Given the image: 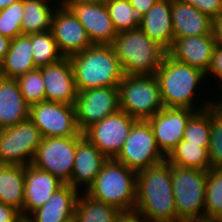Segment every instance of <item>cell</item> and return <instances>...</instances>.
Masks as SVG:
<instances>
[{
    "instance_id": "8d00e7d4",
    "label": "cell",
    "mask_w": 222,
    "mask_h": 222,
    "mask_svg": "<svg viewBox=\"0 0 222 222\" xmlns=\"http://www.w3.org/2000/svg\"><path fill=\"white\" fill-rule=\"evenodd\" d=\"M212 19L222 13L221 0H182Z\"/></svg>"
},
{
    "instance_id": "d6986e66",
    "label": "cell",
    "mask_w": 222,
    "mask_h": 222,
    "mask_svg": "<svg viewBox=\"0 0 222 222\" xmlns=\"http://www.w3.org/2000/svg\"><path fill=\"white\" fill-rule=\"evenodd\" d=\"M216 45L213 35L176 38L167 54L181 63L206 73Z\"/></svg>"
},
{
    "instance_id": "7c38bea8",
    "label": "cell",
    "mask_w": 222,
    "mask_h": 222,
    "mask_svg": "<svg viewBox=\"0 0 222 222\" xmlns=\"http://www.w3.org/2000/svg\"><path fill=\"white\" fill-rule=\"evenodd\" d=\"M75 109L77 126L83 133L91 125L120 110L118 86L79 91Z\"/></svg>"
},
{
    "instance_id": "4dcf8cb0",
    "label": "cell",
    "mask_w": 222,
    "mask_h": 222,
    "mask_svg": "<svg viewBox=\"0 0 222 222\" xmlns=\"http://www.w3.org/2000/svg\"><path fill=\"white\" fill-rule=\"evenodd\" d=\"M211 136V106L195 112L187 121L183 140L189 144L209 147Z\"/></svg>"
},
{
    "instance_id": "ab89813d",
    "label": "cell",
    "mask_w": 222,
    "mask_h": 222,
    "mask_svg": "<svg viewBox=\"0 0 222 222\" xmlns=\"http://www.w3.org/2000/svg\"><path fill=\"white\" fill-rule=\"evenodd\" d=\"M114 222H147L142 214L135 208L131 210H120Z\"/></svg>"
},
{
    "instance_id": "f35d334b",
    "label": "cell",
    "mask_w": 222,
    "mask_h": 222,
    "mask_svg": "<svg viewBox=\"0 0 222 222\" xmlns=\"http://www.w3.org/2000/svg\"><path fill=\"white\" fill-rule=\"evenodd\" d=\"M21 212L4 203H0V222H22Z\"/></svg>"
},
{
    "instance_id": "2e32d148",
    "label": "cell",
    "mask_w": 222,
    "mask_h": 222,
    "mask_svg": "<svg viewBox=\"0 0 222 222\" xmlns=\"http://www.w3.org/2000/svg\"><path fill=\"white\" fill-rule=\"evenodd\" d=\"M69 9L85 28L92 44H112L118 33L113 26L105 1L73 4Z\"/></svg>"
},
{
    "instance_id": "f546056e",
    "label": "cell",
    "mask_w": 222,
    "mask_h": 222,
    "mask_svg": "<svg viewBox=\"0 0 222 222\" xmlns=\"http://www.w3.org/2000/svg\"><path fill=\"white\" fill-rule=\"evenodd\" d=\"M31 39L34 64L37 68L58 62L64 56L59 51L52 31L28 35Z\"/></svg>"
},
{
    "instance_id": "d590c367",
    "label": "cell",
    "mask_w": 222,
    "mask_h": 222,
    "mask_svg": "<svg viewBox=\"0 0 222 222\" xmlns=\"http://www.w3.org/2000/svg\"><path fill=\"white\" fill-rule=\"evenodd\" d=\"M23 15V0H18L10 7L2 9L0 11V35L11 40L21 35Z\"/></svg>"
},
{
    "instance_id": "603a6c76",
    "label": "cell",
    "mask_w": 222,
    "mask_h": 222,
    "mask_svg": "<svg viewBox=\"0 0 222 222\" xmlns=\"http://www.w3.org/2000/svg\"><path fill=\"white\" fill-rule=\"evenodd\" d=\"M79 192L69 184H63L40 208L34 210L25 220L27 222H63L75 214Z\"/></svg>"
},
{
    "instance_id": "f1b7e54d",
    "label": "cell",
    "mask_w": 222,
    "mask_h": 222,
    "mask_svg": "<svg viewBox=\"0 0 222 222\" xmlns=\"http://www.w3.org/2000/svg\"><path fill=\"white\" fill-rule=\"evenodd\" d=\"M80 194L75 207L78 222H114L119 209L91 198L84 191Z\"/></svg>"
},
{
    "instance_id": "5b68a950",
    "label": "cell",
    "mask_w": 222,
    "mask_h": 222,
    "mask_svg": "<svg viewBox=\"0 0 222 222\" xmlns=\"http://www.w3.org/2000/svg\"><path fill=\"white\" fill-rule=\"evenodd\" d=\"M136 184L137 172L108 159L85 193L119 210H131L136 206Z\"/></svg>"
},
{
    "instance_id": "ffe728a7",
    "label": "cell",
    "mask_w": 222,
    "mask_h": 222,
    "mask_svg": "<svg viewBox=\"0 0 222 222\" xmlns=\"http://www.w3.org/2000/svg\"><path fill=\"white\" fill-rule=\"evenodd\" d=\"M107 160L108 158L83 136L77 143L71 181L68 184L77 190L80 189L79 186H84L85 192Z\"/></svg>"
},
{
    "instance_id": "4316f807",
    "label": "cell",
    "mask_w": 222,
    "mask_h": 222,
    "mask_svg": "<svg viewBox=\"0 0 222 222\" xmlns=\"http://www.w3.org/2000/svg\"><path fill=\"white\" fill-rule=\"evenodd\" d=\"M46 0H23L24 15L21 24V34L29 35L51 30L52 17L58 4ZM53 6V8H51Z\"/></svg>"
},
{
    "instance_id": "8992f818",
    "label": "cell",
    "mask_w": 222,
    "mask_h": 222,
    "mask_svg": "<svg viewBox=\"0 0 222 222\" xmlns=\"http://www.w3.org/2000/svg\"><path fill=\"white\" fill-rule=\"evenodd\" d=\"M118 90L120 110L137 120H147L164 108L155 75H124Z\"/></svg>"
},
{
    "instance_id": "44dd1931",
    "label": "cell",
    "mask_w": 222,
    "mask_h": 222,
    "mask_svg": "<svg viewBox=\"0 0 222 222\" xmlns=\"http://www.w3.org/2000/svg\"><path fill=\"white\" fill-rule=\"evenodd\" d=\"M173 36L213 35V19L182 0H171Z\"/></svg>"
},
{
    "instance_id": "e575fe53",
    "label": "cell",
    "mask_w": 222,
    "mask_h": 222,
    "mask_svg": "<svg viewBox=\"0 0 222 222\" xmlns=\"http://www.w3.org/2000/svg\"><path fill=\"white\" fill-rule=\"evenodd\" d=\"M16 80L29 106L45 101V84L39 68L19 76Z\"/></svg>"
},
{
    "instance_id": "8fae6325",
    "label": "cell",
    "mask_w": 222,
    "mask_h": 222,
    "mask_svg": "<svg viewBox=\"0 0 222 222\" xmlns=\"http://www.w3.org/2000/svg\"><path fill=\"white\" fill-rule=\"evenodd\" d=\"M29 119L43 138L84 136L77 126L75 105L43 101L30 106Z\"/></svg>"
},
{
    "instance_id": "6da1fadb",
    "label": "cell",
    "mask_w": 222,
    "mask_h": 222,
    "mask_svg": "<svg viewBox=\"0 0 222 222\" xmlns=\"http://www.w3.org/2000/svg\"><path fill=\"white\" fill-rule=\"evenodd\" d=\"M135 208L147 222H182L176 212L167 160L137 172Z\"/></svg>"
},
{
    "instance_id": "7dc6e473",
    "label": "cell",
    "mask_w": 222,
    "mask_h": 222,
    "mask_svg": "<svg viewBox=\"0 0 222 222\" xmlns=\"http://www.w3.org/2000/svg\"><path fill=\"white\" fill-rule=\"evenodd\" d=\"M63 222H78V221H77V217L74 214L73 216H71L70 218L64 220Z\"/></svg>"
},
{
    "instance_id": "e0dca14e",
    "label": "cell",
    "mask_w": 222,
    "mask_h": 222,
    "mask_svg": "<svg viewBox=\"0 0 222 222\" xmlns=\"http://www.w3.org/2000/svg\"><path fill=\"white\" fill-rule=\"evenodd\" d=\"M39 69L45 84V101L75 105L78 92L69 57Z\"/></svg>"
},
{
    "instance_id": "c3c4849f",
    "label": "cell",
    "mask_w": 222,
    "mask_h": 222,
    "mask_svg": "<svg viewBox=\"0 0 222 222\" xmlns=\"http://www.w3.org/2000/svg\"><path fill=\"white\" fill-rule=\"evenodd\" d=\"M215 222H222V219L216 218V219H215Z\"/></svg>"
},
{
    "instance_id": "d4e9b609",
    "label": "cell",
    "mask_w": 222,
    "mask_h": 222,
    "mask_svg": "<svg viewBox=\"0 0 222 222\" xmlns=\"http://www.w3.org/2000/svg\"><path fill=\"white\" fill-rule=\"evenodd\" d=\"M32 51L31 39L28 35L21 34L12 39L8 53L0 63V76L17 79L37 69Z\"/></svg>"
},
{
    "instance_id": "4fadbf2b",
    "label": "cell",
    "mask_w": 222,
    "mask_h": 222,
    "mask_svg": "<svg viewBox=\"0 0 222 222\" xmlns=\"http://www.w3.org/2000/svg\"><path fill=\"white\" fill-rule=\"evenodd\" d=\"M136 121L137 119L119 110L88 127L83 135L108 159H115Z\"/></svg>"
},
{
    "instance_id": "d6a6232c",
    "label": "cell",
    "mask_w": 222,
    "mask_h": 222,
    "mask_svg": "<svg viewBox=\"0 0 222 222\" xmlns=\"http://www.w3.org/2000/svg\"><path fill=\"white\" fill-rule=\"evenodd\" d=\"M109 16L118 32L139 28V17L129 0H105Z\"/></svg>"
},
{
    "instance_id": "30bf717a",
    "label": "cell",
    "mask_w": 222,
    "mask_h": 222,
    "mask_svg": "<svg viewBox=\"0 0 222 222\" xmlns=\"http://www.w3.org/2000/svg\"><path fill=\"white\" fill-rule=\"evenodd\" d=\"M82 137L42 138L32 165L68 184L71 181L77 143Z\"/></svg>"
},
{
    "instance_id": "60d3db41",
    "label": "cell",
    "mask_w": 222,
    "mask_h": 222,
    "mask_svg": "<svg viewBox=\"0 0 222 222\" xmlns=\"http://www.w3.org/2000/svg\"><path fill=\"white\" fill-rule=\"evenodd\" d=\"M157 1L158 0H129L139 18L146 14Z\"/></svg>"
},
{
    "instance_id": "74e56055",
    "label": "cell",
    "mask_w": 222,
    "mask_h": 222,
    "mask_svg": "<svg viewBox=\"0 0 222 222\" xmlns=\"http://www.w3.org/2000/svg\"><path fill=\"white\" fill-rule=\"evenodd\" d=\"M208 74L211 76H215V79H218L220 82H222V45L218 44L215 46L213 55L211 57V62L209 65V68L207 69V72L205 73V77L208 76ZM222 87V83L220 85ZM222 98V94H221Z\"/></svg>"
},
{
    "instance_id": "bcb514c9",
    "label": "cell",
    "mask_w": 222,
    "mask_h": 222,
    "mask_svg": "<svg viewBox=\"0 0 222 222\" xmlns=\"http://www.w3.org/2000/svg\"><path fill=\"white\" fill-rule=\"evenodd\" d=\"M182 222H215V219L205 217V218L186 219L185 221Z\"/></svg>"
},
{
    "instance_id": "52a82bcc",
    "label": "cell",
    "mask_w": 222,
    "mask_h": 222,
    "mask_svg": "<svg viewBox=\"0 0 222 222\" xmlns=\"http://www.w3.org/2000/svg\"><path fill=\"white\" fill-rule=\"evenodd\" d=\"M171 174L178 218H205L207 171L171 165Z\"/></svg>"
},
{
    "instance_id": "9a60e30c",
    "label": "cell",
    "mask_w": 222,
    "mask_h": 222,
    "mask_svg": "<svg viewBox=\"0 0 222 222\" xmlns=\"http://www.w3.org/2000/svg\"><path fill=\"white\" fill-rule=\"evenodd\" d=\"M195 112L190 109L164 107L147 119L157 145L166 157L183 140L187 121Z\"/></svg>"
},
{
    "instance_id": "5bb4252c",
    "label": "cell",
    "mask_w": 222,
    "mask_h": 222,
    "mask_svg": "<svg viewBox=\"0 0 222 222\" xmlns=\"http://www.w3.org/2000/svg\"><path fill=\"white\" fill-rule=\"evenodd\" d=\"M51 31L64 57H70L93 45L85 28L69 8L56 6Z\"/></svg>"
},
{
    "instance_id": "ee69618b",
    "label": "cell",
    "mask_w": 222,
    "mask_h": 222,
    "mask_svg": "<svg viewBox=\"0 0 222 222\" xmlns=\"http://www.w3.org/2000/svg\"><path fill=\"white\" fill-rule=\"evenodd\" d=\"M105 0H60V1H56L58 2L59 6H63L66 8H69L71 5L73 4H78V3H100V2H104Z\"/></svg>"
},
{
    "instance_id": "277c9868",
    "label": "cell",
    "mask_w": 222,
    "mask_h": 222,
    "mask_svg": "<svg viewBox=\"0 0 222 222\" xmlns=\"http://www.w3.org/2000/svg\"><path fill=\"white\" fill-rule=\"evenodd\" d=\"M111 46L124 75H155L167 54L140 28L118 32Z\"/></svg>"
},
{
    "instance_id": "b9f144b4",
    "label": "cell",
    "mask_w": 222,
    "mask_h": 222,
    "mask_svg": "<svg viewBox=\"0 0 222 222\" xmlns=\"http://www.w3.org/2000/svg\"><path fill=\"white\" fill-rule=\"evenodd\" d=\"M212 34L216 42L222 45V13L213 18Z\"/></svg>"
},
{
    "instance_id": "7402d4cb",
    "label": "cell",
    "mask_w": 222,
    "mask_h": 222,
    "mask_svg": "<svg viewBox=\"0 0 222 222\" xmlns=\"http://www.w3.org/2000/svg\"><path fill=\"white\" fill-rule=\"evenodd\" d=\"M139 28L148 37L168 51L174 41L171 0H158L139 19Z\"/></svg>"
},
{
    "instance_id": "7bdbcfd3",
    "label": "cell",
    "mask_w": 222,
    "mask_h": 222,
    "mask_svg": "<svg viewBox=\"0 0 222 222\" xmlns=\"http://www.w3.org/2000/svg\"><path fill=\"white\" fill-rule=\"evenodd\" d=\"M11 39L0 35V63L4 60L10 48Z\"/></svg>"
},
{
    "instance_id": "484cf974",
    "label": "cell",
    "mask_w": 222,
    "mask_h": 222,
    "mask_svg": "<svg viewBox=\"0 0 222 222\" xmlns=\"http://www.w3.org/2000/svg\"><path fill=\"white\" fill-rule=\"evenodd\" d=\"M25 166L0 164V203L21 212L24 202Z\"/></svg>"
},
{
    "instance_id": "3957f363",
    "label": "cell",
    "mask_w": 222,
    "mask_h": 222,
    "mask_svg": "<svg viewBox=\"0 0 222 222\" xmlns=\"http://www.w3.org/2000/svg\"><path fill=\"white\" fill-rule=\"evenodd\" d=\"M77 92L119 86L123 71L111 45L93 44L69 57Z\"/></svg>"
},
{
    "instance_id": "9c48e42d",
    "label": "cell",
    "mask_w": 222,
    "mask_h": 222,
    "mask_svg": "<svg viewBox=\"0 0 222 222\" xmlns=\"http://www.w3.org/2000/svg\"><path fill=\"white\" fill-rule=\"evenodd\" d=\"M42 138L41 132L30 119L0 129V164H32Z\"/></svg>"
},
{
    "instance_id": "83f0119b",
    "label": "cell",
    "mask_w": 222,
    "mask_h": 222,
    "mask_svg": "<svg viewBox=\"0 0 222 222\" xmlns=\"http://www.w3.org/2000/svg\"><path fill=\"white\" fill-rule=\"evenodd\" d=\"M208 148L181 140L166 160L174 166L208 171L211 168Z\"/></svg>"
},
{
    "instance_id": "f6af8a7d",
    "label": "cell",
    "mask_w": 222,
    "mask_h": 222,
    "mask_svg": "<svg viewBox=\"0 0 222 222\" xmlns=\"http://www.w3.org/2000/svg\"><path fill=\"white\" fill-rule=\"evenodd\" d=\"M18 0H0V11L5 9L6 7H10L13 3L17 2Z\"/></svg>"
},
{
    "instance_id": "1f68e13d",
    "label": "cell",
    "mask_w": 222,
    "mask_h": 222,
    "mask_svg": "<svg viewBox=\"0 0 222 222\" xmlns=\"http://www.w3.org/2000/svg\"><path fill=\"white\" fill-rule=\"evenodd\" d=\"M222 216V169L207 171L205 191V217L216 219Z\"/></svg>"
},
{
    "instance_id": "7a4b0ae2",
    "label": "cell",
    "mask_w": 222,
    "mask_h": 222,
    "mask_svg": "<svg viewBox=\"0 0 222 222\" xmlns=\"http://www.w3.org/2000/svg\"><path fill=\"white\" fill-rule=\"evenodd\" d=\"M155 76L159 83L163 105L166 108L190 109L199 112L217 101L209 99V101H202L204 104L197 103L196 92L201 87L200 82L203 79L206 81L205 73L175 60L168 54L165 55Z\"/></svg>"
},
{
    "instance_id": "ac0fdd59",
    "label": "cell",
    "mask_w": 222,
    "mask_h": 222,
    "mask_svg": "<svg viewBox=\"0 0 222 222\" xmlns=\"http://www.w3.org/2000/svg\"><path fill=\"white\" fill-rule=\"evenodd\" d=\"M63 184L51 173L40 170L32 164L26 165L23 219L25 220L34 210L42 207Z\"/></svg>"
},
{
    "instance_id": "ba28073f",
    "label": "cell",
    "mask_w": 222,
    "mask_h": 222,
    "mask_svg": "<svg viewBox=\"0 0 222 222\" xmlns=\"http://www.w3.org/2000/svg\"><path fill=\"white\" fill-rule=\"evenodd\" d=\"M115 160L135 172L158 165L166 160L147 120H137L133 124Z\"/></svg>"
},
{
    "instance_id": "836d02e7",
    "label": "cell",
    "mask_w": 222,
    "mask_h": 222,
    "mask_svg": "<svg viewBox=\"0 0 222 222\" xmlns=\"http://www.w3.org/2000/svg\"><path fill=\"white\" fill-rule=\"evenodd\" d=\"M211 105V136L208 148L211 168L222 169V98Z\"/></svg>"
},
{
    "instance_id": "cb8c5ba5",
    "label": "cell",
    "mask_w": 222,
    "mask_h": 222,
    "mask_svg": "<svg viewBox=\"0 0 222 222\" xmlns=\"http://www.w3.org/2000/svg\"><path fill=\"white\" fill-rule=\"evenodd\" d=\"M29 112L18 81L0 76V129L29 119Z\"/></svg>"
}]
</instances>
